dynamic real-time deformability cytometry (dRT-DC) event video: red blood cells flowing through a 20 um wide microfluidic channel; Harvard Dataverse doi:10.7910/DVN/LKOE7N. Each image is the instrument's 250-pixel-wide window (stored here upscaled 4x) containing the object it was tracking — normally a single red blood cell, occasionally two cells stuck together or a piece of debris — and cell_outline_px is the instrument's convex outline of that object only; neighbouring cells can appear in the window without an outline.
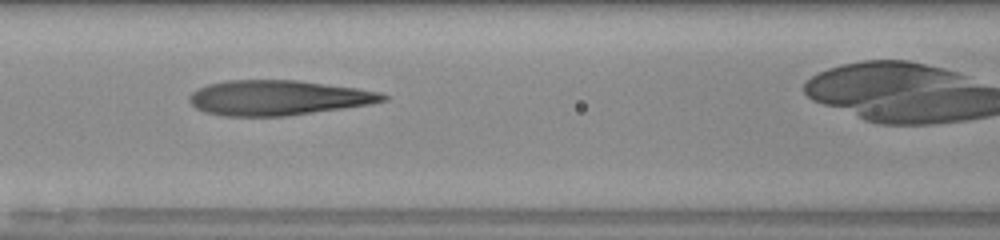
{"species": "human", "species_latin": "Homo sapiens", "temperature_condition": "room temperature", "stored_images_in_passage": 27, "camera_frame_rate_fps": 3000, "um_per_image_px": 0.085, "donor": {"sex": "male"}, "frame": {"image": 1, "passage_image": 8, "time_ms": 2.333, "image_size_px": [1000, 240], "cell_outline_px": [[388, 100], [372, 104], [344, 108], [284, 116], [224, 116], [204, 112], [196, 108], [188, 100], [188, 96], [192, 92], [208, 84], [228, 80], [296, 80], [356, 88], [380, 92], [388, 96]], "centroid_in_image_um": [23.63, 8.31], "position_along_channel_um": 143.0, "area_um2": 39.42}}